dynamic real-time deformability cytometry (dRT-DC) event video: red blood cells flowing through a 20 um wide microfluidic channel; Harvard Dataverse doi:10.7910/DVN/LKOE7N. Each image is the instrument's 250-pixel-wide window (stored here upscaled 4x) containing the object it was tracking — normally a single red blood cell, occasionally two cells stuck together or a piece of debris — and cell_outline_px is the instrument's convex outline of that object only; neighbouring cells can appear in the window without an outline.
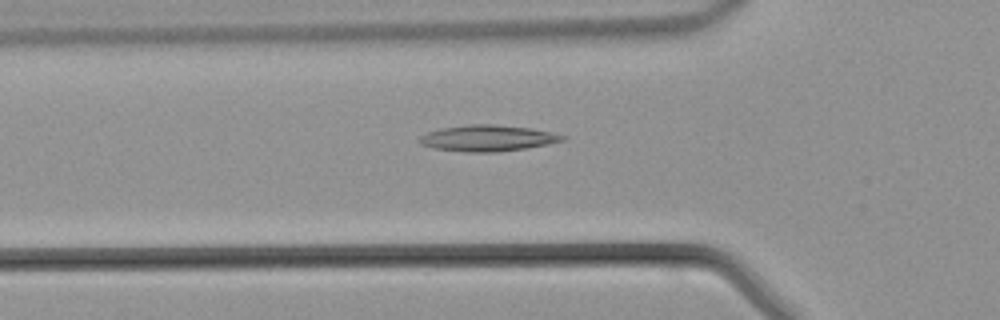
{"species": "common noctule bat (a hibernating species)", "species_latin": "Nyctalus noctula", "temperature_condition": "warm", "stored_images_in_passage": 41, "camera_frame_rate_fps": 3000, "um_per_image_px": 0.085, "animal": {"sex": "male", "body_mass_g": 21.5, "forearm_length_mm": 52.0}, "frame": {"image": 1, "passage_image": 12, "time_ms": 3.667, "image_size_px": [1000, 320], "cell_outline_px": [[568, 136], [564, 140], [548, 144], [528, 148], [496, 152], [468, 152], [432, 148], [420, 144], [420, 136], [428, 132], [440, 128], [468, 124], [496, 124], [532, 128], [552, 132]], "centroid_in_image_um": [41.48, 11.74], "position_along_channel_um": 84.3, "area_um2": 21.96}}
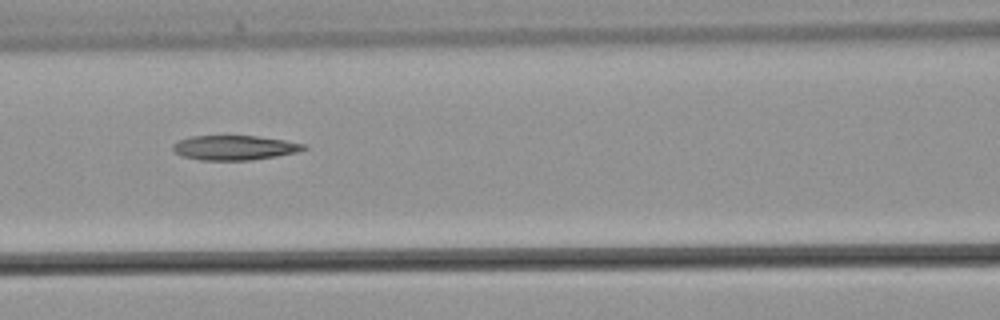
{"frame": {"image": 2, "passage_image": 16, "time_ms": 5.0, "image_size_px": [1000, 320], "cell_outline_px": [[308, 148], [296, 152], [276, 156], [252, 160], [200, 160], [180, 156], [172, 148], [172, 144], [180, 140], [192, 136], [256, 136], [284, 140], [304, 144]], "centroid_in_image_um": [19.91, 12.56], "position_along_channel_um": 146.7, "area_um2": 18.67}}
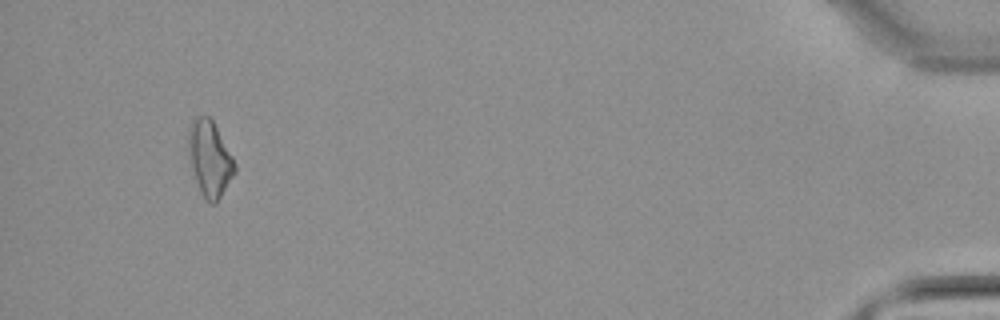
{"frame": {"image": 3, "passage_image": 39, "time_ms": 12.667, "image_size_px": [1000, 320], "cell_outline_px": [[236, 172], [216, 204], [208, 204], [200, 192], [192, 168], [188, 148], [188, 124], [196, 116], [208, 116], [212, 120], [232, 156], [236, 164]], "centroid_in_image_um": [17.82, 13.5], "position_along_channel_um": 417.4, "area_um2": 20.4}}